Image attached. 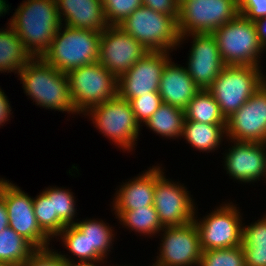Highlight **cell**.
<instances>
[{
    "label": "cell",
    "mask_w": 266,
    "mask_h": 266,
    "mask_svg": "<svg viewBox=\"0 0 266 266\" xmlns=\"http://www.w3.org/2000/svg\"><path fill=\"white\" fill-rule=\"evenodd\" d=\"M32 57H42L61 26L56 0H24L8 22Z\"/></svg>",
    "instance_id": "cell-1"
},
{
    "label": "cell",
    "mask_w": 266,
    "mask_h": 266,
    "mask_svg": "<svg viewBox=\"0 0 266 266\" xmlns=\"http://www.w3.org/2000/svg\"><path fill=\"white\" fill-rule=\"evenodd\" d=\"M18 76L25 93L37 106L79 114L72 101L67 75L42 57H33L23 66Z\"/></svg>",
    "instance_id": "cell-2"
},
{
    "label": "cell",
    "mask_w": 266,
    "mask_h": 266,
    "mask_svg": "<svg viewBox=\"0 0 266 266\" xmlns=\"http://www.w3.org/2000/svg\"><path fill=\"white\" fill-rule=\"evenodd\" d=\"M100 37L99 31L61 24L42 58L67 74L83 65L98 62Z\"/></svg>",
    "instance_id": "cell-3"
},
{
    "label": "cell",
    "mask_w": 266,
    "mask_h": 266,
    "mask_svg": "<svg viewBox=\"0 0 266 266\" xmlns=\"http://www.w3.org/2000/svg\"><path fill=\"white\" fill-rule=\"evenodd\" d=\"M261 67L225 65L208 91L220 106L224 117L229 118L266 82Z\"/></svg>",
    "instance_id": "cell-4"
},
{
    "label": "cell",
    "mask_w": 266,
    "mask_h": 266,
    "mask_svg": "<svg viewBox=\"0 0 266 266\" xmlns=\"http://www.w3.org/2000/svg\"><path fill=\"white\" fill-rule=\"evenodd\" d=\"M225 65L258 66L266 50L257 35L254 21L238 14L212 33Z\"/></svg>",
    "instance_id": "cell-5"
},
{
    "label": "cell",
    "mask_w": 266,
    "mask_h": 266,
    "mask_svg": "<svg viewBox=\"0 0 266 266\" xmlns=\"http://www.w3.org/2000/svg\"><path fill=\"white\" fill-rule=\"evenodd\" d=\"M149 51L171 52L179 42L177 21L142 5L118 25Z\"/></svg>",
    "instance_id": "cell-6"
},
{
    "label": "cell",
    "mask_w": 266,
    "mask_h": 266,
    "mask_svg": "<svg viewBox=\"0 0 266 266\" xmlns=\"http://www.w3.org/2000/svg\"><path fill=\"white\" fill-rule=\"evenodd\" d=\"M73 104L80 114L118 95V78L99 62L83 65L66 74Z\"/></svg>",
    "instance_id": "cell-7"
},
{
    "label": "cell",
    "mask_w": 266,
    "mask_h": 266,
    "mask_svg": "<svg viewBox=\"0 0 266 266\" xmlns=\"http://www.w3.org/2000/svg\"><path fill=\"white\" fill-rule=\"evenodd\" d=\"M83 115L90 116L94 127L118 145V148L129 152L134 150L142 125L137 122L128 100L117 95L90 108Z\"/></svg>",
    "instance_id": "cell-8"
},
{
    "label": "cell",
    "mask_w": 266,
    "mask_h": 266,
    "mask_svg": "<svg viewBox=\"0 0 266 266\" xmlns=\"http://www.w3.org/2000/svg\"><path fill=\"white\" fill-rule=\"evenodd\" d=\"M238 12L234 0H185L179 5V35L213 33L233 20Z\"/></svg>",
    "instance_id": "cell-9"
},
{
    "label": "cell",
    "mask_w": 266,
    "mask_h": 266,
    "mask_svg": "<svg viewBox=\"0 0 266 266\" xmlns=\"http://www.w3.org/2000/svg\"><path fill=\"white\" fill-rule=\"evenodd\" d=\"M237 208L224 203L200 220L194 216L202 251L241 246L243 218Z\"/></svg>",
    "instance_id": "cell-10"
},
{
    "label": "cell",
    "mask_w": 266,
    "mask_h": 266,
    "mask_svg": "<svg viewBox=\"0 0 266 266\" xmlns=\"http://www.w3.org/2000/svg\"><path fill=\"white\" fill-rule=\"evenodd\" d=\"M0 195L4 199L9 227L26 239L35 249L46 248L50 238L40 229L33 208V197L20 187L0 178Z\"/></svg>",
    "instance_id": "cell-11"
},
{
    "label": "cell",
    "mask_w": 266,
    "mask_h": 266,
    "mask_svg": "<svg viewBox=\"0 0 266 266\" xmlns=\"http://www.w3.org/2000/svg\"><path fill=\"white\" fill-rule=\"evenodd\" d=\"M186 187L166 179L163 169L156 165L153 206L163 227L181 226L194 221L196 209Z\"/></svg>",
    "instance_id": "cell-12"
},
{
    "label": "cell",
    "mask_w": 266,
    "mask_h": 266,
    "mask_svg": "<svg viewBox=\"0 0 266 266\" xmlns=\"http://www.w3.org/2000/svg\"><path fill=\"white\" fill-rule=\"evenodd\" d=\"M148 52L118 25H109L101 32L98 62L118 79Z\"/></svg>",
    "instance_id": "cell-13"
},
{
    "label": "cell",
    "mask_w": 266,
    "mask_h": 266,
    "mask_svg": "<svg viewBox=\"0 0 266 266\" xmlns=\"http://www.w3.org/2000/svg\"><path fill=\"white\" fill-rule=\"evenodd\" d=\"M159 256L152 266H199L202 257L198 228L194 221L164 227Z\"/></svg>",
    "instance_id": "cell-14"
},
{
    "label": "cell",
    "mask_w": 266,
    "mask_h": 266,
    "mask_svg": "<svg viewBox=\"0 0 266 266\" xmlns=\"http://www.w3.org/2000/svg\"><path fill=\"white\" fill-rule=\"evenodd\" d=\"M184 37L193 40L185 69L200 90H208L225 67L216 38L212 33H192L180 35L179 42L185 41Z\"/></svg>",
    "instance_id": "cell-15"
},
{
    "label": "cell",
    "mask_w": 266,
    "mask_h": 266,
    "mask_svg": "<svg viewBox=\"0 0 266 266\" xmlns=\"http://www.w3.org/2000/svg\"><path fill=\"white\" fill-rule=\"evenodd\" d=\"M169 55V52L149 51L118 79V95L130 101L158 92L164 66L171 59Z\"/></svg>",
    "instance_id": "cell-16"
},
{
    "label": "cell",
    "mask_w": 266,
    "mask_h": 266,
    "mask_svg": "<svg viewBox=\"0 0 266 266\" xmlns=\"http://www.w3.org/2000/svg\"><path fill=\"white\" fill-rule=\"evenodd\" d=\"M226 139L263 143L266 139V82L226 123Z\"/></svg>",
    "instance_id": "cell-17"
},
{
    "label": "cell",
    "mask_w": 266,
    "mask_h": 266,
    "mask_svg": "<svg viewBox=\"0 0 266 266\" xmlns=\"http://www.w3.org/2000/svg\"><path fill=\"white\" fill-rule=\"evenodd\" d=\"M224 154L226 174L241 183H252L266 179V152L263 143L235 141ZM264 176V177H263Z\"/></svg>",
    "instance_id": "cell-18"
},
{
    "label": "cell",
    "mask_w": 266,
    "mask_h": 266,
    "mask_svg": "<svg viewBox=\"0 0 266 266\" xmlns=\"http://www.w3.org/2000/svg\"><path fill=\"white\" fill-rule=\"evenodd\" d=\"M56 5L63 25L99 32L109 26L101 0H56Z\"/></svg>",
    "instance_id": "cell-19"
},
{
    "label": "cell",
    "mask_w": 266,
    "mask_h": 266,
    "mask_svg": "<svg viewBox=\"0 0 266 266\" xmlns=\"http://www.w3.org/2000/svg\"><path fill=\"white\" fill-rule=\"evenodd\" d=\"M171 60L164 66L158 92L163 103L185 110L200 89L185 67L178 66Z\"/></svg>",
    "instance_id": "cell-20"
},
{
    "label": "cell",
    "mask_w": 266,
    "mask_h": 266,
    "mask_svg": "<svg viewBox=\"0 0 266 266\" xmlns=\"http://www.w3.org/2000/svg\"><path fill=\"white\" fill-rule=\"evenodd\" d=\"M156 184V166L150 167L142 175L123 182L113 200V210H135L153 206Z\"/></svg>",
    "instance_id": "cell-21"
},
{
    "label": "cell",
    "mask_w": 266,
    "mask_h": 266,
    "mask_svg": "<svg viewBox=\"0 0 266 266\" xmlns=\"http://www.w3.org/2000/svg\"><path fill=\"white\" fill-rule=\"evenodd\" d=\"M32 55L24 47L23 41L11 26L0 30V72L19 73Z\"/></svg>",
    "instance_id": "cell-22"
},
{
    "label": "cell",
    "mask_w": 266,
    "mask_h": 266,
    "mask_svg": "<svg viewBox=\"0 0 266 266\" xmlns=\"http://www.w3.org/2000/svg\"><path fill=\"white\" fill-rule=\"evenodd\" d=\"M225 135V136H224ZM199 151L209 153L219 147L223 137H226V125L199 123L193 120H184L182 136Z\"/></svg>",
    "instance_id": "cell-23"
},
{
    "label": "cell",
    "mask_w": 266,
    "mask_h": 266,
    "mask_svg": "<svg viewBox=\"0 0 266 266\" xmlns=\"http://www.w3.org/2000/svg\"><path fill=\"white\" fill-rule=\"evenodd\" d=\"M245 266H266V215L248 226L242 225Z\"/></svg>",
    "instance_id": "cell-24"
},
{
    "label": "cell",
    "mask_w": 266,
    "mask_h": 266,
    "mask_svg": "<svg viewBox=\"0 0 266 266\" xmlns=\"http://www.w3.org/2000/svg\"><path fill=\"white\" fill-rule=\"evenodd\" d=\"M184 120L185 111L183 109L162 103L145 122V125L162 137L178 139L182 136Z\"/></svg>",
    "instance_id": "cell-25"
},
{
    "label": "cell",
    "mask_w": 266,
    "mask_h": 266,
    "mask_svg": "<svg viewBox=\"0 0 266 266\" xmlns=\"http://www.w3.org/2000/svg\"><path fill=\"white\" fill-rule=\"evenodd\" d=\"M184 111L185 120L213 125H226L227 123L220 106L208 90H200Z\"/></svg>",
    "instance_id": "cell-26"
},
{
    "label": "cell",
    "mask_w": 266,
    "mask_h": 266,
    "mask_svg": "<svg viewBox=\"0 0 266 266\" xmlns=\"http://www.w3.org/2000/svg\"><path fill=\"white\" fill-rule=\"evenodd\" d=\"M123 227H128L142 235L151 237L163 230L154 206H144L135 210H114ZM118 216V217H117Z\"/></svg>",
    "instance_id": "cell-27"
},
{
    "label": "cell",
    "mask_w": 266,
    "mask_h": 266,
    "mask_svg": "<svg viewBox=\"0 0 266 266\" xmlns=\"http://www.w3.org/2000/svg\"><path fill=\"white\" fill-rule=\"evenodd\" d=\"M74 225L86 235L88 242V251H97L104 259L112 248V241L115 238L114 230L103 220L85 219L75 222Z\"/></svg>",
    "instance_id": "cell-28"
},
{
    "label": "cell",
    "mask_w": 266,
    "mask_h": 266,
    "mask_svg": "<svg viewBox=\"0 0 266 266\" xmlns=\"http://www.w3.org/2000/svg\"><path fill=\"white\" fill-rule=\"evenodd\" d=\"M35 248L11 227L0 232V261L22 266Z\"/></svg>",
    "instance_id": "cell-29"
},
{
    "label": "cell",
    "mask_w": 266,
    "mask_h": 266,
    "mask_svg": "<svg viewBox=\"0 0 266 266\" xmlns=\"http://www.w3.org/2000/svg\"><path fill=\"white\" fill-rule=\"evenodd\" d=\"M34 214L40 229L52 239L67 225L54 214L53 197H48L43 191L33 198Z\"/></svg>",
    "instance_id": "cell-30"
},
{
    "label": "cell",
    "mask_w": 266,
    "mask_h": 266,
    "mask_svg": "<svg viewBox=\"0 0 266 266\" xmlns=\"http://www.w3.org/2000/svg\"><path fill=\"white\" fill-rule=\"evenodd\" d=\"M57 236L61 238L66 250L78 257V261L104 260L97 251H88L86 235H83L74 224L67 225Z\"/></svg>",
    "instance_id": "cell-31"
},
{
    "label": "cell",
    "mask_w": 266,
    "mask_h": 266,
    "mask_svg": "<svg viewBox=\"0 0 266 266\" xmlns=\"http://www.w3.org/2000/svg\"><path fill=\"white\" fill-rule=\"evenodd\" d=\"M69 189L48 187L43 192L48 197H53L54 214H56L66 225L75 223L76 209L73 193Z\"/></svg>",
    "instance_id": "cell-32"
},
{
    "label": "cell",
    "mask_w": 266,
    "mask_h": 266,
    "mask_svg": "<svg viewBox=\"0 0 266 266\" xmlns=\"http://www.w3.org/2000/svg\"><path fill=\"white\" fill-rule=\"evenodd\" d=\"M199 266H245L242 246L202 251Z\"/></svg>",
    "instance_id": "cell-33"
},
{
    "label": "cell",
    "mask_w": 266,
    "mask_h": 266,
    "mask_svg": "<svg viewBox=\"0 0 266 266\" xmlns=\"http://www.w3.org/2000/svg\"><path fill=\"white\" fill-rule=\"evenodd\" d=\"M102 2L108 25H119L143 5L142 0H103Z\"/></svg>",
    "instance_id": "cell-34"
},
{
    "label": "cell",
    "mask_w": 266,
    "mask_h": 266,
    "mask_svg": "<svg viewBox=\"0 0 266 266\" xmlns=\"http://www.w3.org/2000/svg\"><path fill=\"white\" fill-rule=\"evenodd\" d=\"M137 122L141 125L152 116V114L161 106L162 98L159 92H149L129 101Z\"/></svg>",
    "instance_id": "cell-35"
},
{
    "label": "cell",
    "mask_w": 266,
    "mask_h": 266,
    "mask_svg": "<svg viewBox=\"0 0 266 266\" xmlns=\"http://www.w3.org/2000/svg\"><path fill=\"white\" fill-rule=\"evenodd\" d=\"M22 266H66V259L60 255V252L46 247L35 249Z\"/></svg>",
    "instance_id": "cell-36"
},
{
    "label": "cell",
    "mask_w": 266,
    "mask_h": 266,
    "mask_svg": "<svg viewBox=\"0 0 266 266\" xmlns=\"http://www.w3.org/2000/svg\"><path fill=\"white\" fill-rule=\"evenodd\" d=\"M238 12L250 21L266 17V0H241Z\"/></svg>",
    "instance_id": "cell-37"
},
{
    "label": "cell",
    "mask_w": 266,
    "mask_h": 266,
    "mask_svg": "<svg viewBox=\"0 0 266 266\" xmlns=\"http://www.w3.org/2000/svg\"><path fill=\"white\" fill-rule=\"evenodd\" d=\"M143 5L162 14L172 16L176 21L179 17V5L174 0H142Z\"/></svg>",
    "instance_id": "cell-38"
},
{
    "label": "cell",
    "mask_w": 266,
    "mask_h": 266,
    "mask_svg": "<svg viewBox=\"0 0 266 266\" xmlns=\"http://www.w3.org/2000/svg\"><path fill=\"white\" fill-rule=\"evenodd\" d=\"M6 94L0 88V126H3L9 119L11 113V106Z\"/></svg>",
    "instance_id": "cell-39"
},
{
    "label": "cell",
    "mask_w": 266,
    "mask_h": 266,
    "mask_svg": "<svg viewBox=\"0 0 266 266\" xmlns=\"http://www.w3.org/2000/svg\"><path fill=\"white\" fill-rule=\"evenodd\" d=\"M257 35L261 44L266 49V17L254 21Z\"/></svg>",
    "instance_id": "cell-40"
},
{
    "label": "cell",
    "mask_w": 266,
    "mask_h": 266,
    "mask_svg": "<svg viewBox=\"0 0 266 266\" xmlns=\"http://www.w3.org/2000/svg\"><path fill=\"white\" fill-rule=\"evenodd\" d=\"M9 227L8 212L4 199L0 195V232Z\"/></svg>",
    "instance_id": "cell-41"
},
{
    "label": "cell",
    "mask_w": 266,
    "mask_h": 266,
    "mask_svg": "<svg viewBox=\"0 0 266 266\" xmlns=\"http://www.w3.org/2000/svg\"><path fill=\"white\" fill-rule=\"evenodd\" d=\"M60 255L66 259V266H98L97 263H99V265L101 266V263L103 262V264L105 263L104 260H96V261H77V263H75V260L73 261V259L70 260V257L67 258V256L64 254L62 255V253H60Z\"/></svg>",
    "instance_id": "cell-42"
},
{
    "label": "cell",
    "mask_w": 266,
    "mask_h": 266,
    "mask_svg": "<svg viewBox=\"0 0 266 266\" xmlns=\"http://www.w3.org/2000/svg\"><path fill=\"white\" fill-rule=\"evenodd\" d=\"M9 5L6 4V0H0V16L4 14H6V12L9 11Z\"/></svg>",
    "instance_id": "cell-43"
},
{
    "label": "cell",
    "mask_w": 266,
    "mask_h": 266,
    "mask_svg": "<svg viewBox=\"0 0 266 266\" xmlns=\"http://www.w3.org/2000/svg\"><path fill=\"white\" fill-rule=\"evenodd\" d=\"M0 266H12V265H10V264H8V263H5V262H2V261H0Z\"/></svg>",
    "instance_id": "cell-44"
},
{
    "label": "cell",
    "mask_w": 266,
    "mask_h": 266,
    "mask_svg": "<svg viewBox=\"0 0 266 266\" xmlns=\"http://www.w3.org/2000/svg\"><path fill=\"white\" fill-rule=\"evenodd\" d=\"M178 5H181L185 0H174Z\"/></svg>",
    "instance_id": "cell-45"
},
{
    "label": "cell",
    "mask_w": 266,
    "mask_h": 266,
    "mask_svg": "<svg viewBox=\"0 0 266 266\" xmlns=\"http://www.w3.org/2000/svg\"><path fill=\"white\" fill-rule=\"evenodd\" d=\"M263 144H264V146L266 148V139L263 141ZM265 152H266V150H265Z\"/></svg>",
    "instance_id": "cell-46"
},
{
    "label": "cell",
    "mask_w": 266,
    "mask_h": 266,
    "mask_svg": "<svg viewBox=\"0 0 266 266\" xmlns=\"http://www.w3.org/2000/svg\"><path fill=\"white\" fill-rule=\"evenodd\" d=\"M237 4L241 1V0H234Z\"/></svg>",
    "instance_id": "cell-47"
}]
</instances>
